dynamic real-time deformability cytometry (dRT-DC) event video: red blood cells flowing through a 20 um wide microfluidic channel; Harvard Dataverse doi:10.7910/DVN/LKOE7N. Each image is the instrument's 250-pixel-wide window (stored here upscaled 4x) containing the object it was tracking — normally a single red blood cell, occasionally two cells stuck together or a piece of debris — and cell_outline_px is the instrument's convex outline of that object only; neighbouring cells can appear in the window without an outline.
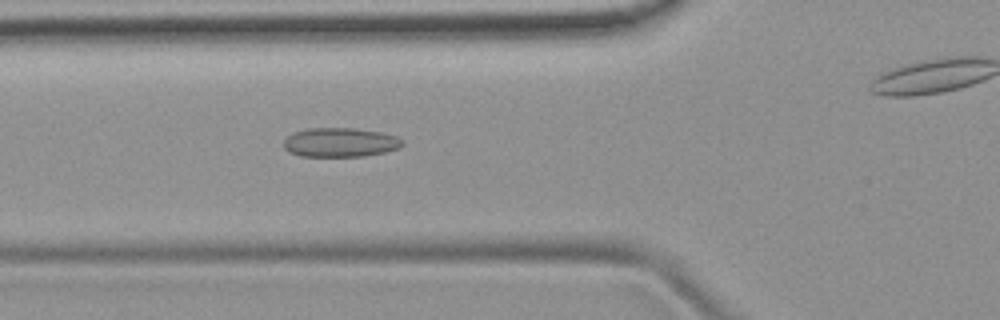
{"species": "common noctule bat (a hibernating species)", "species_latin": "Nyctalus noctula", "temperature_condition": "room temperature", "stored_images_in_passage": 51, "camera_frame_rate_fps": 3000, "um_per_image_px": 0.085, "animal": {"sex": "female", "body_mass_g": 19.9}, "frame": {"image": 1, "passage_image": 18, "time_ms": 5.667, "image_size_px": [1000, 320], "cell_outline_px": [[404, 144], [400, 148], [384, 152], [364, 156], [300, 156], [288, 152], [284, 148], [284, 140], [292, 132], [308, 128], [352, 128], [380, 132], [396, 136], [404, 140]], "centroid_in_image_um": [28.91, 12.1], "position_along_channel_um": 96.9, "area_um2": 20.29}}
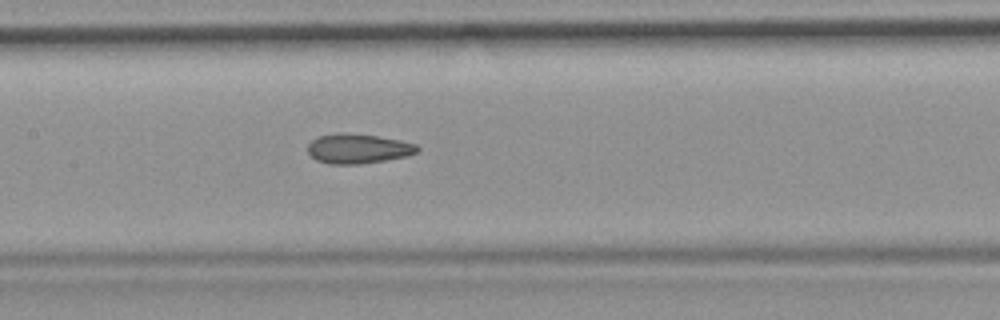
{"frame": {"image": 2, "passage_image": 24, "time_ms": 7.667, "image_size_px": [1000, 320], "cell_outline_px": [[420, 148], [416, 152], [408, 156], [360, 164], [328, 164], [316, 160], [308, 152], [308, 144], [312, 140], [320, 136], [336, 132], [344, 132], [376, 136], [400, 140], [416, 144]], "centroid_in_image_um": [30.42, 12.63], "position_along_channel_um": 177.0, "area_um2": 18.96}}
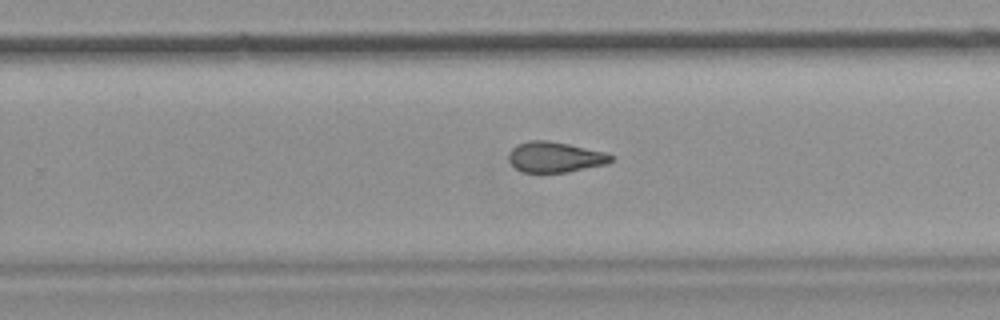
{"frame": {"image": 3, "passage_image": 32, "time_ms": 10.333, "image_size_px": [1000, 320], "cell_outline_px": [[616, 156], [608, 164], [568, 172], [524, 172], [516, 168], [508, 160], [508, 152], [516, 144], [528, 140], [548, 140], [568, 144], [604, 152]], "centroid_in_image_um": [47.18, 13.34], "position_along_channel_um": 282.6, "area_um2": 18.32}, "authors_computed_cell_mechanics": {"area_um2": 19.1318, "velocity_mm_per_s": 3.9841, "shape_relaxation_time_tau1_ms": null, "shape_relaxation_time_tau2_ms": 3.0149, "deformation_change_tau1": null, "deformation_change_tau2": 0.0902}}